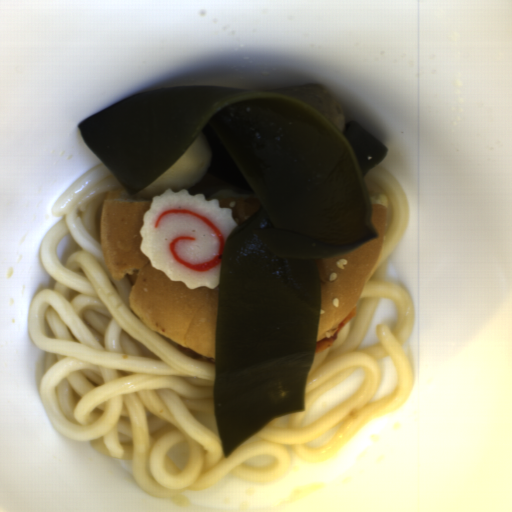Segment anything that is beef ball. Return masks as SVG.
<instances>
[{
	"mask_svg": "<svg viewBox=\"0 0 512 512\" xmlns=\"http://www.w3.org/2000/svg\"><path fill=\"white\" fill-rule=\"evenodd\" d=\"M260 93L317 112L337 132L342 134L347 127L345 113L341 105L320 82L261 90Z\"/></svg>",
	"mask_w": 512,
	"mask_h": 512,
	"instance_id": "1",
	"label": "beef ball"
}]
</instances>
